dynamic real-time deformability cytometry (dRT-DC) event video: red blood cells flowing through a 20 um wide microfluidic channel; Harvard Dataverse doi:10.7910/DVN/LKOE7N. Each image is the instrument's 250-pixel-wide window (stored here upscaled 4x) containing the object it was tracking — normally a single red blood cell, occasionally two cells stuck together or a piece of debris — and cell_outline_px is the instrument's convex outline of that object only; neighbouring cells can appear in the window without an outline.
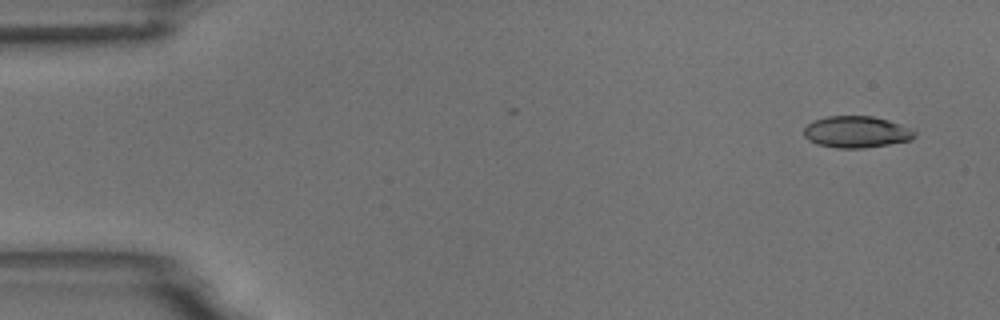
{"species": "common noctule bat (a hibernating species)", "species_latin": "Nyctalus noctula", "temperature_condition": "room temperature", "stored_images_in_passage": 4, "camera_frame_rate_fps": 3000, "um_per_image_px": 0.085, "animal": {"sex": "male", "body_mass_g": 18.8}, "frame": {"image": 1, "passage_image": 1, "time_ms": 0.0, "image_size_px": [1000, 320], "cell_outline_px": [[916, 136], [912, 140], [864, 148], [836, 148], [816, 144], [808, 140], [804, 136], [804, 128], [812, 120], [828, 116], [872, 116], [888, 120], [912, 128], [916, 132]], "centroid_in_image_um": [72.8, 11.21], "position_along_channel_um": 12.2, "area_um2": 20.58}}